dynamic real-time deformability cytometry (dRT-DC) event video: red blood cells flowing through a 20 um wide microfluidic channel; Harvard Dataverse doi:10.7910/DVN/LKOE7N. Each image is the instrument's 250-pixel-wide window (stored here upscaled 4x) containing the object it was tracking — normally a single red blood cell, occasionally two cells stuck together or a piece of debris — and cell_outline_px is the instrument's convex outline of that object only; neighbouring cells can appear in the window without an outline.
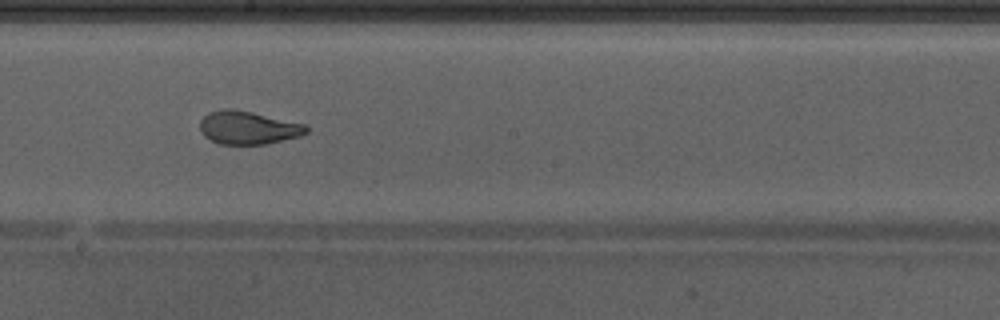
{"species": "Egyptian fruit bat (a non-hibernating species)", "species_latin": "Rousettus aegyptiacus", "temperature_condition": "warm", "stored_images_in_passage": 37, "camera_frame_rate_fps": 3000, "um_per_image_px": 0.085, "animal": {"sex": "male"}, "frame": {"image": 1, "passage_image": 16, "time_ms": 5.0, "image_size_px": [1000, 320], "cell_outline_px": [[308, 132], [300, 136], [268, 144], [220, 144], [204, 136], [200, 128], [200, 120], [208, 112], [224, 108], [232, 108], [252, 112], [304, 124], [308, 128]], "centroid_in_image_um": [21.07, 10.85], "position_along_channel_um": 227.1, "area_um2": 20.52}, "authors_computed_cell_mechanics": {"area_um2": 22.0218, "velocity_mm_per_s": 4.2832, "shape_relaxation_time_tau1_ms": 10.4248, "shape_relaxation_time_tau2_ms": 0.9288, "deformation_change_tau1": 0.2876, "deformation_change_tau2": 0.0663}}